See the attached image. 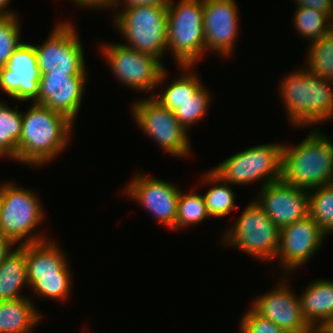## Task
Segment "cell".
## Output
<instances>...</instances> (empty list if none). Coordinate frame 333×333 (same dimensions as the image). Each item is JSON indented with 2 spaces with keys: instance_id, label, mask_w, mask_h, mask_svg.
I'll return each mask as SVG.
<instances>
[{
  "instance_id": "cell-1",
  "label": "cell",
  "mask_w": 333,
  "mask_h": 333,
  "mask_svg": "<svg viewBox=\"0 0 333 333\" xmlns=\"http://www.w3.org/2000/svg\"><path fill=\"white\" fill-rule=\"evenodd\" d=\"M31 104L22 111L21 136L14 161L41 167L66 148L75 123L42 104Z\"/></svg>"
},
{
  "instance_id": "cell-2",
  "label": "cell",
  "mask_w": 333,
  "mask_h": 333,
  "mask_svg": "<svg viewBox=\"0 0 333 333\" xmlns=\"http://www.w3.org/2000/svg\"><path fill=\"white\" fill-rule=\"evenodd\" d=\"M285 75L279 97L292 126L312 127L333 118V81L310 73L308 67Z\"/></svg>"
},
{
  "instance_id": "cell-3",
  "label": "cell",
  "mask_w": 333,
  "mask_h": 333,
  "mask_svg": "<svg viewBox=\"0 0 333 333\" xmlns=\"http://www.w3.org/2000/svg\"><path fill=\"white\" fill-rule=\"evenodd\" d=\"M281 179L310 190L333 183V141L319 130H311L296 146L283 144Z\"/></svg>"
},
{
  "instance_id": "cell-4",
  "label": "cell",
  "mask_w": 333,
  "mask_h": 333,
  "mask_svg": "<svg viewBox=\"0 0 333 333\" xmlns=\"http://www.w3.org/2000/svg\"><path fill=\"white\" fill-rule=\"evenodd\" d=\"M1 197L0 234L14 241L16 246L49 239L45 232L35 233L46 214L35 192L7 181L1 185Z\"/></svg>"
},
{
  "instance_id": "cell-5",
  "label": "cell",
  "mask_w": 333,
  "mask_h": 333,
  "mask_svg": "<svg viewBox=\"0 0 333 333\" xmlns=\"http://www.w3.org/2000/svg\"><path fill=\"white\" fill-rule=\"evenodd\" d=\"M204 0L170 1L167 48L178 66H195L205 54Z\"/></svg>"
},
{
  "instance_id": "cell-6",
  "label": "cell",
  "mask_w": 333,
  "mask_h": 333,
  "mask_svg": "<svg viewBox=\"0 0 333 333\" xmlns=\"http://www.w3.org/2000/svg\"><path fill=\"white\" fill-rule=\"evenodd\" d=\"M115 15L113 25L126 40L125 46L159 60L168 52L166 7L135 6L120 10Z\"/></svg>"
},
{
  "instance_id": "cell-7",
  "label": "cell",
  "mask_w": 333,
  "mask_h": 333,
  "mask_svg": "<svg viewBox=\"0 0 333 333\" xmlns=\"http://www.w3.org/2000/svg\"><path fill=\"white\" fill-rule=\"evenodd\" d=\"M227 228L221 243L239 248L242 252L261 261L275 260L279 247L280 229L272 222L255 199Z\"/></svg>"
},
{
  "instance_id": "cell-8",
  "label": "cell",
  "mask_w": 333,
  "mask_h": 333,
  "mask_svg": "<svg viewBox=\"0 0 333 333\" xmlns=\"http://www.w3.org/2000/svg\"><path fill=\"white\" fill-rule=\"evenodd\" d=\"M277 143L260 144L240 151L211 171L231 185H246L263 179L261 187H264L279 181L282 177L283 144Z\"/></svg>"
},
{
  "instance_id": "cell-9",
  "label": "cell",
  "mask_w": 333,
  "mask_h": 333,
  "mask_svg": "<svg viewBox=\"0 0 333 333\" xmlns=\"http://www.w3.org/2000/svg\"><path fill=\"white\" fill-rule=\"evenodd\" d=\"M100 51L113 75L137 92H151L165 83L168 71L156 57L142 53L124 43L101 44Z\"/></svg>"
},
{
  "instance_id": "cell-10",
  "label": "cell",
  "mask_w": 333,
  "mask_h": 333,
  "mask_svg": "<svg viewBox=\"0 0 333 333\" xmlns=\"http://www.w3.org/2000/svg\"><path fill=\"white\" fill-rule=\"evenodd\" d=\"M133 119L147 136L151 137L164 152L185 157L191 154L189 131L175 117L174 112L162 106L152 96L132 104ZM188 135V136H187Z\"/></svg>"
},
{
  "instance_id": "cell-11",
  "label": "cell",
  "mask_w": 333,
  "mask_h": 333,
  "mask_svg": "<svg viewBox=\"0 0 333 333\" xmlns=\"http://www.w3.org/2000/svg\"><path fill=\"white\" fill-rule=\"evenodd\" d=\"M35 47L40 74L88 75L84 48L75 25L60 21Z\"/></svg>"
},
{
  "instance_id": "cell-12",
  "label": "cell",
  "mask_w": 333,
  "mask_h": 333,
  "mask_svg": "<svg viewBox=\"0 0 333 333\" xmlns=\"http://www.w3.org/2000/svg\"><path fill=\"white\" fill-rule=\"evenodd\" d=\"M126 184L129 199L137 202L168 229H175L180 190L171 182L149 175L136 174Z\"/></svg>"
},
{
  "instance_id": "cell-13",
  "label": "cell",
  "mask_w": 333,
  "mask_h": 333,
  "mask_svg": "<svg viewBox=\"0 0 333 333\" xmlns=\"http://www.w3.org/2000/svg\"><path fill=\"white\" fill-rule=\"evenodd\" d=\"M326 234L320 229L317 222L307 215L290 225L280 229L279 247L276 257L280 258V267L284 272L296 271L305 265L317 253Z\"/></svg>"
},
{
  "instance_id": "cell-14",
  "label": "cell",
  "mask_w": 333,
  "mask_h": 333,
  "mask_svg": "<svg viewBox=\"0 0 333 333\" xmlns=\"http://www.w3.org/2000/svg\"><path fill=\"white\" fill-rule=\"evenodd\" d=\"M238 12L235 0H204L205 53L217 52L223 59L232 55L239 36Z\"/></svg>"
},
{
  "instance_id": "cell-15",
  "label": "cell",
  "mask_w": 333,
  "mask_h": 333,
  "mask_svg": "<svg viewBox=\"0 0 333 333\" xmlns=\"http://www.w3.org/2000/svg\"><path fill=\"white\" fill-rule=\"evenodd\" d=\"M40 71L33 44L21 43L0 68V90L18 101L34 102L39 93Z\"/></svg>"
},
{
  "instance_id": "cell-16",
  "label": "cell",
  "mask_w": 333,
  "mask_h": 333,
  "mask_svg": "<svg viewBox=\"0 0 333 333\" xmlns=\"http://www.w3.org/2000/svg\"><path fill=\"white\" fill-rule=\"evenodd\" d=\"M254 198L279 228H283L309 215L308 190L285 183L282 179L261 187Z\"/></svg>"
},
{
  "instance_id": "cell-17",
  "label": "cell",
  "mask_w": 333,
  "mask_h": 333,
  "mask_svg": "<svg viewBox=\"0 0 333 333\" xmlns=\"http://www.w3.org/2000/svg\"><path fill=\"white\" fill-rule=\"evenodd\" d=\"M289 286L281 281L273 290L256 298L250 306L289 333H315L302 314L299 297Z\"/></svg>"
},
{
  "instance_id": "cell-18",
  "label": "cell",
  "mask_w": 333,
  "mask_h": 333,
  "mask_svg": "<svg viewBox=\"0 0 333 333\" xmlns=\"http://www.w3.org/2000/svg\"><path fill=\"white\" fill-rule=\"evenodd\" d=\"M88 75L41 74L34 103L65 115L74 123L79 114Z\"/></svg>"
},
{
  "instance_id": "cell-19",
  "label": "cell",
  "mask_w": 333,
  "mask_h": 333,
  "mask_svg": "<svg viewBox=\"0 0 333 333\" xmlns=\"http://www.w3.org/2000/svg\"><path fill=\"white\" fill-rule=\"evenodd\" d=\"M26 244L27 276L57 275V272H70L68 259L53 240Z\"/></svg>"
},
{
  "instance_id": "cell-20",
  "label": "cell",
  "mask_w": 333,
  "mask_h": 333,
  "mask_svg": "<svg viewBox=\"0 0 333 333\" xmlns=\"http://www.w3.org/2000/svg\"><path fill=\"white\" fill-rule=\"evenodd\" d=\"M298 297L302 314L315 331L333 314V281H313Z\"/></svg>"
},
{
  "instance_id": "cell-21",
  "label": "cell",
  "mask_w": 333,
  "mask_h": 333,
  "mask_svg": "<svg viewBox=\"0 0 333 333\" xmlns=\"http://www.w3.org/2000/svg\"><path fill=\"white\" fill-rule=\"evenodd\" d=\"M31 297L0 301V333H32L42 315Z\"/></svg>"
},
{
  "instance_id": "cell-22",
  "label": "cell",
  "mask_w": 333,
  "mask_h": 333,
  "mask_svg": "<svg viewBox=\"0 0 333 333\" xmlns=\"http://www.w3.org/2000/svg\"><path fill=\"white\" fill-rule=\"evenodd\" d=\"M24 286H29L27 281L26 244L18 245L0 265V301L28 297L20 293Z\"/></svg>"
},
{
  "instance_id": "cell-23",
  "label": "cell",
  "mask_w": 333,
  "mask_h": 333,
  "mask_svg": "<svg viewBox=\"0 0 333 333\" xmlns=\"http://www.w3.org/2000/svg\"><path fill=\"white\" fill-rule=\"evenodd\" d=\"M179 67L180 69L182 68V75L180 74V77L173 79L162 94L159 95V93L153 92L152 96L162 106H165L172 112L192 98L194 93L203 85L197 74L192 72L194 66L183 65Z\"/></svg>"
},
{
  "instance_id": "cell-24",
  "label": "cell",
  "mask_w": 333,
  "mask_h": 333,
  "mask_svg": "<svg viewBox=\"0 0 333 333\" xmlns=\"http://www.w3.org/2000/svg\"><path fill=\"white\" fill-rule=\"evenodd\" d=\"M202 183H212L213 187L203 195L206 209L210 218H221L227 216L231 211L236 210V195L231 188V184L222 181L211 170L203 174Z\"/></svg>"
},
{
  "instance_id": "cell-25",
  "label": "cell",
  "mask_w": 333,
  "mask_h": 333,
  "mask_svg": "<svg viewBox=\"0 0 333 333\" xmlns=\"http://www.w3.org/2000/svg\"><path fill=\"white\" fill-rule=\"evenodd\" d=\"M0 100V158L17 157V145L21 136L22 112Z\"/></svg>"
},
{
  "instance_id": "cell-26",
  "label": "cell",
  "mask_w": 333,
  "mask_h": 333,
  "mask_svg": "<svg viewBox=\"0 0 333 333\" xmlns=\"http://www.w3.org/2000/svg\"><path fill=\"white\" fill-rule=\"evenodd\" d=\"M293 27L306 40L312 43L333 30V19L324 12L313 8L296 7Z\"/></svg>"
},
{
  "instance_id": "cell-27",
  "label": "cell",
  "mask_w": 333,
  "mask_h": 333,
  "mask_svg": "<svg viewBox=\"0 0 333 333\" xmlns=\"http://www.w3.org/2000/svg\"><path fill=\"white\" fill-rule=\"evenodd\" d=\"M309 44L305 60L308 71L333 81V30Z\"/></svg>"
},
{
  "instance_id": "cell-28",
  "label": "cell",
  "mask_w": 333,
  "mask_h": 333,
  "mask_svg": "<svg viewBox=\"0 0 333 333\" xmlns=\"http://www.w3.org/2000/svg\"><path fill=\"white\" fill-rule=\"evenodd\" d=\"M72 272H57V275L27 276L32 292L38 297L64 301L72 290Z\"/></svg>"
},
{
  "instance_id": "cell-29",
  "label": "cell",
  "mask_w": 333,
  "mask_h": 333,
  "mask_svg": "<svg viewBox=\"0 0 333 333\" xmlns=\"http://www.w3.org/2000/svg\"><path fill=\"white\" fill-rule=\"evenodd\" d=\"M309 215L326 234H333V183L308 190Z\"/></svg>"
},
{
  "instance_id": "cell-30",
  "label": "cell",
  "mask_w": 333,
  "mask_h": 333,
  "mask_svg": "<svg viewBox=\"0 0 333 333\" xmlns=\"http://www.w3.org/2000/svg\"><path fill=\"white\" fill-rule=\"evenodd\" d=\"M210 218L203 195L193 192L184 193L180 190L175 230L186 228L189 225H197Z\"/></svg>"
},
{
  "instance_id": "cell-31",
  "label": "cell",
  "mask_w": 333,
  "mask_h": 333,
  "mask_svg": "<svg viewBox=\"0 0 333 333\" xmlns=\"http://www.w3.org/2000/svg\"><path fill=\"white\" fill-rule=\"evenodd\" d=\"M211 97L209 91L203 85L194 93L193 97L181 104L174 111L179 123L188 131L190 125L196 124L206 115Z\"/></svg>"
},
{
  "instance_id": "cell-32",
  "label": "cell",
  "mask_w": 333,
  "mask_h": 333,
  "mask_svg": "<svg viewBox=\"0 0 333 333\" xmlns=\"http://www.w3.org/2000/svg\"><path fill=\"white\" fill-rule=\"evenodd\" d=\"M16 15L0 17V68L6 66L15 49L22 43L21 26Z\"/></svg>"
},
{
  "instance_id": "cell-33",
  "label": "cell",
  "mask_w": 333,
  "mask_h": 333,
  "mask_svg": "<svg viewBox=\"0 0 333 333\" xmlns=\"http://www.w3.org/2000/svg\"><path fill=\"white\" fill-rule=\"evenodd\" d=\"M239 324L238 329L241 333H289L269 319L262 317L252 307L244 312Z\"/></svg>"
},
{
  "instance_id": "cell-34",
  "label": "cell",
  "mask_w": 333,
  "mask_h": 333,
  "mask_svg": "<svg viewBox=\"0 0 333 333\" xmlns=\"http://www.w3.org/2000/svg\"><path fill=\"white\" fill-rule=\"evenodd\" d=\"M297 7L313 8L324 12L333 19V0H294Z\"/></svg>"
},
{
  "instance_id": "cell-35",
  "label": "cell",
  "mask_w": 333,
  "mask_h": 333,
  "mask_svg": "<svg viewBox=\"0 0 333 333\" xmlns=\"http://www.w3.org/2000/svg\"><path fill=\"white\" fill-rule=\"evenodd\" d=\"M171 0H116L113 8H117L121 3L123 9H128L135 6H161L168 8ZM120 3V4H119Z\"/></svg>"
},
{
  "instance_id": "cell-36",
  "label": "cell",
  "mask_w": 333,
  "mask_h": 333,
  "mask_svg": "<svg viewBox=\"0 0 333 333\" xmlns=\"http://www.w3.org/2000/svg\"><path fill=\"white\" fill-rule=\"evenodd\" d=\"M76 3V5L80 6L81 8H91V9H111L114 7L116 0H70V2Z\"/></svg>"
},
{
  "instance_id": "cell-37",
  "label": "cell",
  "mask_w": 333,
  "mask_h": 333,
  "mask_svg": "<svg viewBox=\"0 0 333 333\" xmlns=\"http://www.w3.org/2000/svg\"><path fill=\"white\" fill-rule=\"evenodd\" d=\"M15 242L10 240L9 238L0 234V265L6 260V258L13 251V246H15Z\"/></svg>"
},
{
  "instance_id": "cell-38",
  "label": "cell",
  "mask_w": 333,
  "mask_h": 333,
  "mask_svg": "<svg viewBox=\"0 0 333 333\" xmlns=\"http://www.w3.org/2000/svg\"><path fill=\"white\" fill-rule=\"evenodd\" d=\"M315 333H333V314L322 323Z\"/></svg>"
},
{
  "instance_id": "cell-39",
  "label": "cell",
  "mask_w": 333,
  "mask_h": 333,
  "mask_svg": "<svg viewBox=\"0 0 333 333\" xmlns=\"http://www.w3.org/2000/svg\"><path fill=\"white\" fill-rule=\"evenodd\" d=\"M10 2L11 0H0V17L17 14L14 13L12 10L10 11L8 8H6L8 7Z\"/></svg>"
},
{
  "instance_id": "cell-40",
  "label": "cell",
  "mask_w": 333,
  "mask_h": 333,
  "mask_svg": "<svg viewBox=\"0 0 333 333\" xmlns=\"http://www.w3.org/2000/svg\"><path fill=\"white\" fill-rule=\"evenodd\" d=\"M1 209H2V197H1V185H0V218H1Z\"/></svg>"
}]
</instances>
